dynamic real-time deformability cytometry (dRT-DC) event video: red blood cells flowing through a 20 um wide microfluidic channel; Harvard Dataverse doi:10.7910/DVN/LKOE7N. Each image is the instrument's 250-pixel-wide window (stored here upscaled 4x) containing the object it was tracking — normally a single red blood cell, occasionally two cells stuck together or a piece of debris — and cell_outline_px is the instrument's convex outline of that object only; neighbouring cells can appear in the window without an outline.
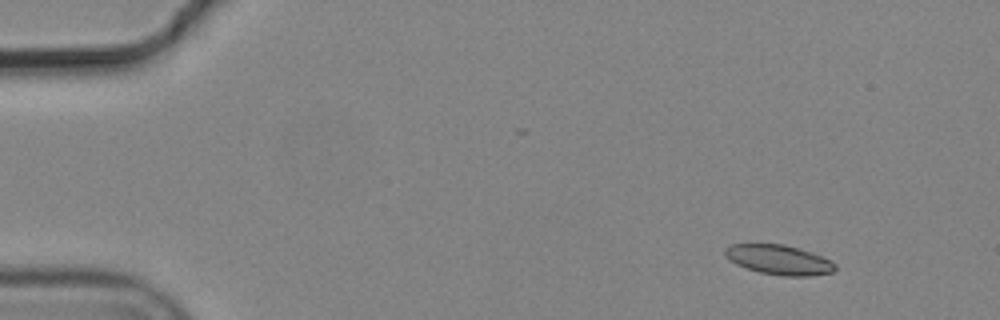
{"species": "common noctule bat (a hibernating species)", "species_latin": "Nyctalus noctula", "temperature_condition": "cold", "stored_images_in_passage": 5, "camera_frame_rate_fps": 3000, "um_per_image_px": 0.085, "animal": {"sex": "male", "body_mass_g": 19.2, "forearm_length_mm": 51.8}, "frame": {"image": 1, "passage_image": 2, "time_ms": 0.333, "image_size_px": [1000, 320], "cell_outline_px": [[836, 268], [832, 272], [808, 276], [784, 276], [760, 272], [736, 264], [724, 252], [724, 248], [732, 244], [784, 244], [832, 260], [836, 264]], "centroid_in_image_um": [66.23, 22.08], "position_along_channel_um": 18.8, "area_um2": 18.67}}
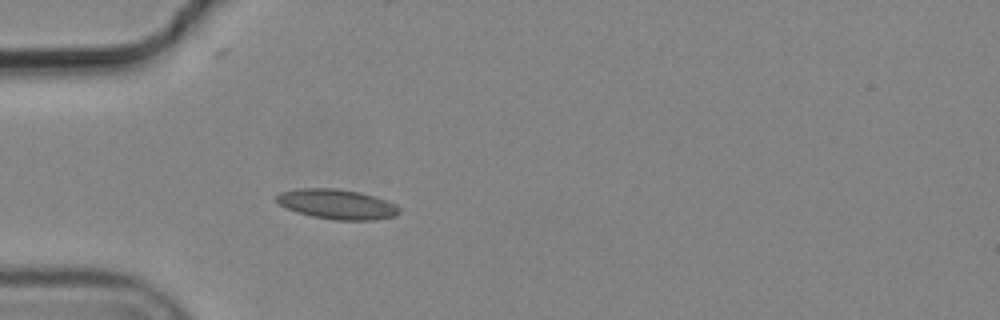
{"frame": {"image": 2, "passage_image": 5, "time_ms": 1.333, "image_size_px": [1000, 320], "cell_outline_px": [[400, 212], [396, 216], [376, 220], [332, 220], [312, 216], [296, 212], [280, 204], [276, 200], [276, 196], [280, 192], [300, 188], [336, 188], [360, 192], [376, 196], [396, 204], [400, 208]], "centroid_in_image_um": [28.69, 17.36], "position_along_channel_um": 56.3, "area_um2": 21.56}}